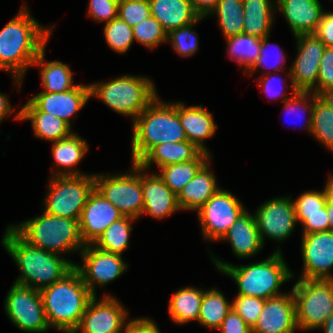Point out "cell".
Segmentation results:
<instances>
[{
	"instance_id": "cell-1",
	"label": "cell",
	"mask_w": 333,
	"mask_h": 333,
	"mask_svg": "<svg viewBox=\"0 0 333 333\" xmlns=\"http://www.w3.org/2000/svg\"><path fill=\"white\" fill-rule=\"evenodd\" d=\"M31 17L26 5L0 31V69L13 74L15 86H21L23 76L45 45L52 33Z\"/></svg>"
},
{
	"instance_id": "cell-2",
	"label": "cell",
	"mask_w": 333,
	"mask_h": 333,
	"mask_svg": "<svg viewBox=\"0 0 333 333\" xmlns=\"http://www.w3.org/2000/svg\"><path fill=\"white\" fill-rule=\"evenodd\" d=\"M1 241L21 271L14 283L37 291L61 280L76 264L59 254L28 244L10 226Z\"/></svg>"
},
{
	"instance_id": "cell-3",
	"label": "cell",
	"mask_w": 333,
	"mask_h": 333,
	"mask_svg": "<svg viewBox=\"0 0 333 333\" xmlns=\"http://www.w3.org/2000/svg\"><path fill=\"white\" fill-rule=\"evenodd\" d=\"M132 163L138 164L162 143L186 141L177 103L160 102L157 96L133 121Z\"/></svg>"
},
{
	"instance_id": "cell-4",
	"label": "cell",
	"mask_w": 333,
	"mask_h": 333,
	"mask_svg": "<svg viewBox=\"0 0 333 333\" xmlns=\"http://www.w3.org/2000/svg\"><path fill=\"white\" fill-rule=\"evenodd\" d=\"M47 323L62 331H75L94 295L73 268L61 280L40 291Z\"/></svg>"
},
{
	"instance_id": "cell-5",
	"label": "cell",
	"mask_w": 333,
	"mask_h": 333,
	"mask_svg": "<svg viewBox=\"0 0 333 333\" xmlns=\"http://www.w3.org/2000/svg\"><path fill=\"white\" fill-rule=\"evenodd\" d=\"M211 257L219 271L234 279L238 286V295L266 300L281 295L280 286L294 277L279 248L266 260L244 266L220 261L214 255Z\"/></svg>"
},
{
	"instance_id": "cell-6",
	"label": "cell",
	"mask_w": 333,
	"mask_h": 333,
	"mask_svg": "<svg viewBox=\"0 0 333 333\" xmlns=\"http://www.w3.org/2000/svg\"><path fill=\"white\" fill-rule=\"evenodd\" d=\"M10 227L28 244L45 251H82L85 247L81 239L79 220L48 214L26 220Z\"/></svg>"
},
{
	"instance_id": "cell-7",
	"label": "cell",
	"mask_w": 333,
	"mask_h": 333,
	"mask_svg": "<svg viewBox=\"0 0 333 333\" xmlns=\"http://www.w3.org/2000/svg\"><path fill=\"white\" fill-rule=\"evenodd\" d=\"M90 96L101 99L113 111L136 117L157 97L156 89L146 77L122 75L107 83L90 84Z\"/></svg>"
},
{
	"instance_id": "cell-8",
	"label": "cell",
	"mask_w": 333,
	"mask_h": 333,
	"mask_svg": "<svg viewBox=\"0 0 333 333\" xmlns=\"http://www.w3.org/2000/svg\"><path fill=\"white\" fill-rule=\"evenodd\" d=\"M301 330L320 328L333 313V280L299 279L292 288Z\"/></svg>"
},
{
	"instance_id": "cell-9",
	"label": "cell",
	"mask_w": 333,
	"mask_h": 333,
	"mask_svg": "<svg viewBox=\"0 0 333 333\" xmlns=\"http://www.w3.org/2000/svg\"><path fill=\"white\" fill-rule=\"evenodd\" d=\"M95 188L94 175L51 176L45 212L80 220L88 197Z\"/></svg>"
},
{
	"instance_id": "cell-10",
	"label": "cell",
	"mask_w": 333,
	"mask_h": 333,
	"mask_svg": "<svg viewBox=\"0 0 333 333\" xmlns=\"http://www.w3.org/2000/svg\"><path fill=\"white\" fill-rule=\"evenodd\" d=\"M132 173L94 175L95 189L112 203L123 216L137 219L143 213L141 166L132 164Z\"/></svg>"
},
{
	"instance_id": "cell-11",
	"label": "cell",
	"mask_w": 333,
	"mask_h": 333,
	"mask_svg": "<svg viewBox=\"0 0 333 333\" xmlns=\"http://www.w3.org/2000/svg\"><path fill=\"white\" fill-rule=\"evenodd\" d=\"M4 307L10 321L22 331L42 333L49 328L40 291L14 283Z\"/></svg>"
},
{
	"instance_id": "cell-12",
	"label": "cell",
	"mask_w": 333,
	"mask_h": 333,
	"mask_svg": "<svg viewBox=\"0 0 333 333\" xmlns=\"http://www.w3.org/2000/svg\"><path fill=\"white\" fill-rule=\"evenodd\" d=\"M246 209L235 195L219 189L197 212L204 239L221 240Z\"/></svg>"
},
{
	"instance_id": "cell-13",
	"label": "cell",
	"mask_w": 333,
	"mask_h": 333,
	"mask_svg": "<svg viewBox=\"0 0 333 333\" xmlns=\"http://www.w3.org/2000/svg\"><path fill=\"white\" fill-rule=\"evenodd\" d=\"M296 38L298 54L289 69L290 86L292 93L311 92L318 81L320 61L326 46L315 34H299Z\"/></svg>"
},
{
	"instance_id": "cell-14",
	"label": "cell",
	"mask_w": 333,
	"mask_h": 333,
	"mask_svg": "<svg viewBox=\"0 0 333 333\" xmlns=\"http://www.w3.org/2000/svg\"><path fill=\"white\" fill-rule=\"evenodd\" d=\"M83 264H75L74 268L80 273L83 282L90 292L96 296V286H105L108 282L119 278L128 268L123 262L122 255L98 249L93 244H86L81 251Z\"/></svg>"
},
{
	"instance_id": "cell-15",
	"label": "cell",
	"mask_w": 333,
	"mask_h": 333,
	"mask_svg": "<svg viewBox=\"0 0 333 333\" xmlns=\"http://www.w3.org/2000/svg\"><path fill=\"white\" fill-rule=\"evenodd\" d=\"M127 314L123 305L113 296L104 294L99 302L94 296L87 305L75 332L124 333Z\"/></svg>"
},
{
	"instance_id": "cell-16",
	"label": "cell",
	"mask_w": 333,
	"mask_h": 333,
	"mask_svg": "<svg viewBox=\"0 0 333 333\" xmlns=\"http://www.w3.org/2000/svg\"><path fill=\"white\" fill-rule=\"evenodd\" d=\"M303 272L299 279L333 280V232L322 231L302 235Z\"/></svg>"
},
{
	"instance_id": "cell-17",
	"label": "cell",
	"mask_w": 333,
	"mask_h": 333,
	"mask_svg": "<svg viewBox=\"0 0 333 333\" xmlns=\"http://www.w3.org/2000/svg\"><path fill=\"white\" fill-rule=\"evenodd\" d=\"M254 216L263 244L265 235L277 241L287 239L297 222L290 196L266 201L261 204Z\"/></svg>"
},
{
	"instance_id": "cell-18",
	"label": "cell",
	"mask_w": 333,
	"mask_h": 333,
	"mask_svg": "<svg viewBox=\"0 0 333 333\" xmlns=\"http://www.w3.org/2000/svg\"><path fill=\"white\" fill-rule=\"evenodd\" d=\"M90 85H77L75 88L61 92H40L23 105L20 111H44L57 116L70 126V119L90 98Z\"/></svg>"
},
{
	"instance_id": "cell-19",
	"label": "cell",
	"mask_w": 333,
	"mask_h": 333,
	"mask_svg": "<svg viewBox=\"0 0 333 333\" xmlns=\"http://www.w3.org/2000/svg\"><path fill=\"white\" fill-rule=\"evenodd\" d=\"M295 300L292 294H281L265 300L264 307L252 333H295Z\"/></svg>"
},
{
	"instance_id": "cell-20",
	"label": "cell",
	"mask_w": 333,
	"mask_h": 333,
	"mask_svg": "<svg viewBox=\"0 0 333 333\" xmlns=\"http://www.w3.org/2000/svg\"><path fill=\"white\" fill-rule=\"evenodd\" d=\"M122 217L119 210L94 188L79 220L82 241L85 245L93 244L111 223Z\"/></svg>"
},
{
	"instance_id": "cell-21",
	"label": "cell",
	"mask_w": 333,
	"mask_h": 333,
	"mask_svg": "<svg viewBox=\"0 0 333 333\" xmlns=\"http://www.w3.org/2000/svg\"><path fill=\"white\" fill-rule=\"evenodd\" d=\"M144 172V173H143ZM143 189V214L162 219L180 210L177 195L172 192L158 174L147 175L141 167Z\"/></svg>"
},
{
	"instance_id": "cell-22",
	"label": "cell",
	"mask_w": 333,
	"mask_h": 333,
	"mask_svg": "<svg viewBox=\"0 0 333 333\" xmlns=\"http://www.w3.org/2000/svg\"><path fill=\"white\" fill-rule=\"evenodd\" d=\"M294 36L314 34L318 28L323 7L318 0H275Z\"/></svg>"
},
{
	"instance_id": "cell-23",
	"label": "cell",
	"mask_w": 333,
	"mask_h": 333,
	"mask_svg": "<svg viewBox=\"0 0 333 333\" xmlns=\"http://www.w3.org/2000/svg\"><path fill=\"white\" fill-rule=\"evenodd\" d=\"M177 113L187 140L202 152L209 153L204 140L211 138L216 132L217 124L214 122L213 114L203 105L185 107L181 102L177 103Z\"/></svg>"
},
{
	"instance_id": "cell-24",
	"label": "cell",
	"mask_w": 333,
	"mask_h": 333,
	"mask_svg": "<svg viewBox=\"0 0 333 333\" xmlns=\"http://www.w3.org/2000/svg\"><path fill=\"white\" fill-rule=\"evenodd\" d=\"M221 240L231 243L233 253L239 258H250L263 248L255 216L247 212L240 215Z\"/></svg>"
},
{
	"instance_id": "cell-25",
	"label": "cell",
	"mask_w": 333,
	"mask_h": 333,
	"mask_svg": "<svg viewBox=\"0 0 333 333\" xmlns=\"http://www.w3.org/2000/svg\"><path fill=\"white\" fill-rule=\"evenodd\" d=\"M219 189L208 161L177 195L179 207L198 211Z\"/></svg>"
},
{
	"instance_id": "cell-26",
	"label": "cell",
	"mask_w": 333,
	"mask_h": 333,
	"mask_svg": "<svg viewBox=\"0 0 333 333\" xmlns=\"http://www.w3.org/2000/svg\"><path fill=\"white\" fill-rule=\"evenodd\" d=\"M149 4L151 15L160 22L167 34L200 17L190 0H149Z\"/></svg>"
},
{
	"instance_id": "cell-27",
	"label": "cell",
	"mask_w": 333,
	"mask_h": 333,
	"mask_svg": "<svg viewBox=\"0 0 333 333\" xmlns=\"http://www.w3.org/2000/svg\"><path fill=\"white\" fill-rule=\"evenodd\" d=\"M73 133L68 138L52 142V155L55 163L61 167L60 170L53 171L52 176H81L86 175L74 170L82 158H84L89 147L83 138ZM64 169V170H63Z\"/></svg>"
},
{
	"instance_id": "cell-28",
	"label": "cell",
	"mask_w": 333,
	"mask_h": 333,
	"mask_svg": "<svg viewBox=\"0 0 333 333\" xmlns=\"http://www.w3.org/2000/svg\"><path fill=\"white\" fill-rule=\"evenodd\" d=\"M202 151L190 141L162 143L154 147L139 163L145 171L155 163L159 168L194 160Z\"/></svg>"
},
{
	"instance_id": "cell-29",
	"label": "cell",
	"mask_w": 333,
	"mask_h": 333,
	"mask_svg": "<svg viewBox=\"0 0 333 333\" xmlns=\"http://www.w3.org/2000/svg\"><path fill=\"white\" fill-rule=\"evenodd\" d=\"M272 3V0H243L242 33L257 38L268 36L275 13Z\"/></svg>"
},
{
	"instance_id": "cell-30",
	"label": "cell",
	"mask_w": 333,
	"mask_h": 333,
	"mask_svg": "<svg viewBox=\"0 0 333 333\" xmlns=\"http://www.w3.org/2000/svg\"><path fill=\"white\" fill-rule=\"evenodd\" d=\"M30 120L36 137L51 142L73 134L71 126L57 116L44 111H19L14 120Z\"/></svg>"
},
{
	"instance_id": "cell-31",
	"label": "cell",
	"mask_w": 333,
	"mask_h": 333,
	"mask_svg": "<svg viewBox=\"0 0 333 333\" xmlns=\"http://www.w3.org/2000/svg\"><path fill=\"white\" fill-rule=\"evenodd\" d=\"M32 65H37L41 69L42 86L44 87V91L41 92L61 93L77 86V84H73V75L67 64L60 61H45V48Z\"/></svg>"
},
{
	"instance_id": "cell-32",
	"label": "cell",
	"mask_w": 333,
	"mask_h": 333,
	"mask_svg": "<svg viewBox=\"0 0 333 333\" xmlns=\"http://www.w3.org/2000/svg\"><path fill=\"white\" fill-rule=\"evenodd\" d=\"M203 294L204 290L189 286L176 291L169 301L170 318L177 324L198 322Z\"/></svg>"
},
{
	"instance_id": "cell-33",
	"label": "cell",
	"mask_w": 333,
	"mask_h": 333,
	"mask_svg": "<svg viewBox=\"0 0 333 333\" xmlns=\"http://www.w3.org/2000/svg\"><path fill=\"white\" fill-rule=\"evenodd\" d=\"M211 161L209 153L201 152L194 160L163 166L160 169L159 177L166 186L176 195L182 188L191 181L198 171Z\"/></svg>"
},
{
	"instance_id": "cell-34",
	"label": "cell",
	"mask_w": 333,
	"mask_h": 333,
	"mask_svg": "<svg viewBox=\"0 0 333 333\" xmlns=\"http://www.w3.org/2000/svg\"><path fill=\"white\" fill-rule=\"evenodd\" d=\"M231 309L232 303L227 301L222 292L216 288L204 290L198 323L217 330Z\"/></svg>"
},
{
	"instance_id": "cell-35",
	"label": "cell",
	"mask_w": 333,
	"mask_h": 333,
	"mask_svg": "<svg viewBox=\"0 0 333 333\" xmlns=\"http://www.w3.org/2000/svg\"><path fill=\"white\" fill-rule=\"evenodd\" d=\"M135 218L123 216L111 223L106 230L93 243L100 250L122 255L129 247V235L132 231L130 222Z\"/></svg>"
},
{
	"instance_id": "cell-36",
	"label": "cell",
	"mask_w": 333,
	"mask_h": 333,
	"mask_svg": "<svg viewBox=\"0 0 333 333\" xmlns=\"http://www.w3.org/2000/svg\"><path fill=\"white\" fill-rule=\"evenodd\" d=\"M228 55L244 66L245 72L256 63L261 47V38L241 33L239 35L226 38Z\"/></svg>"
},
{
	"instance_id": "cell-37",
	"label": "cell",
	"mask_w": 333,
	"mask_h": 333,
	"mask_svg": "<svg viewBox=\"0 0 333 333\" xmlns=\"http://www.w3.org/2000/svg\"><path fill=\"white\" fill-rule=\"evenodd\" d=\"M216 14L225 38L243 32V0H219L211 14Z\"/></svg>"
},
{
	"instance_id": "cell-38",
	"label": "cell",
	"mask_w": 333,
	"mask_h": 333,
	"mask_svg": "<svg viewBox=\"0 0 333 333\" xmlns=\"http://www.w3.org/2000/svg\"><path fill=\"white\" fill-rule=\"evenodd\" d=\"M311 134L333 151V109L314 93Z\"/></svg>"
},
{
	"instance_id": "cell-39",
	"label": "cell",
	"mask_w": 333,
	"mask_h": 333,
	"mask_svg": "<svg viewBox=\"0 0 333 333\" xmlns=\"http://www.w3.org/2000/svg\"><path fill=\"white\" fill-rule=\"evenodd\" d=\"M104 36L108 46L118 53L127 52L134 41L132 27L118 17L106 23Z\"/></svg>"
},
{
	"instance_id": "cell-40",
	"label": "cell",
	"mask_w": 333,
	"mask_h": 333,
	"mask_svg": "<svg viewBox=\"0 0 333 333\" xmlns=\"http://www.w3.org/2000/svg\"><path fill=\"white\" fill-rule=\"evenodd\" d=\"M132 31L134 40L150 49L167 41V32L152 15L133 26Z\"/></svg>"
},
{
	"instance_id": "cell-41",
	"label": "cell",
	"mask_w": 333,
	"mask_h": 333,
	"mask_svg": "<svg viewBox=\"0 0 333 333\" xmlns=\"http://www.w3.org/2000/svg\"><path fill=\"white\" fill-rule=\"evenodd\" d=\"M201 19L203 17H199L191 24L174 29L167 34V40L172 43V48L180 56L189 57L198 50V37L192 28Z\"/></svg>"
},
{
	"instance_id": "cell-42",
	"label": "cell",
	"mask_w": 333,
	"mask_h": 333,
	"mask_svg": "<svg viewBox=\"0 0 333 333\" xmlns=\"http://www.w3.org/2000/svg\"><path fill=\"white\" fill-rule=\"evenodd\" d=\"M150 15L149 0H119L117 17L131 27Z\"/></svg>"
},
{
	"instance_id": "cell-43",
	"label": "cell",
	"mask_w": 333,
	"mask_h": 333,
	"mask_svg": "<svg viewBox=\"0 0 333 333\" xmlns=\"http://www.w3.org/2000/svg\"><path fill=\"white\" fill-rule=\"evenodd\" d=\"M265 300L258 297L237 295L232 302V309L240 315L252 329L263 310Z\"/></svg>"
},
{
	"instance_id": "cell-44",
	"label": "cell",
	"mask_w": 333,
	"mask_h": 333,
	"mask_svg": "<svg viewBox=\"0 0 333 333\" xmlns=\"http://www.w3.org/2000/svg\"><path fill=\"white\" fill-rule=\"evenodd\" d=\"M310 94H312L310 96ZM310 96V98H309ZM309 98V99H308ZM308 100V101H307ZM309 100L311 102H309ZM284 109L286 110L287 114H298L301 116L302 111L303 112H309V117L306 119V125L304 126L305 129L308 130V132L311 133V129H312V112L314 109V93L310 92V91H297V92H293V95L288 98L285 102H284ZM299 110L301 112H299ZM300 114H299V113ZM296 114V115H297Z\"/></svg>"
},
{
	"instance_id": "cell-45",
	"label": "cell",
	"mask_w": 333,
	"mask_h": 333,
	"mask_svg": "<svg viewBox=\"0 0 333 333\" xmlns=\"http://www.w3.org/2000/svg\"><path fill=\"white\" fill-rule=\"evenodd\" d=\"M295 214H315L324 213L326 205V195L324 190L306 191L302 193L294 202Z\"/></svg>"
},
{
	"instance_id": "cell-46",
	"label": "cell",
	"mask_w": 333,
	"mask_h": 333,
	"mask_svg": "<svg viewBox=\"0 0 333 333\" xmlns=\"http://www.w3.org/2000/svg\"><path fill=\"white\" fill-rule=\"evenodd\" d=\"M330 87H333V47H326L320 61L317 85L311 92L319 95Z\"/></svg>"
},
{
	"instance_id": "cell-47",
	"label": "cell",
	"mask_w": 333,
	"mask_h": 333,
	"mask_svg": "<svg viewBox=\"0 0 333 333\" xmlns=\"http://www.w3.org/2000/svg\"><path fill=\"white\" fill-rule=\"evenodd\" d=\"M119 0H89L88 15L98 22H110L118 16Z\"/></svg>"
},
{
	"instance_id": "cell-48",
	"label": "cell",
	"mask_w": 333,
	"mask_h": 333,
	"mask_svg": "<svg viewBox=\"0 0 333 333\" xmlns=\"http://www.w3.org/2000/svg\"><path fill=\"white\" fill-rule=\"evenodd\" d=\"M296 220L303 225V234L307 235L315 232L329 231V220L327 213V202L324 206V213L315 214H295Z\"/></svg>"
},
{
	"instance_id": "cell-49",
	"label": "cell",
	"mask_w": 333,
	"mask_h": 333,
	"mask_svg": "<svg viewBox=\"0 0 333 333\" xmlns=\"http://www.w3.org/2000/svg\"><path fill=\"white\" fill-rule=\"evenodd\" d=\"M268 39H269V35L261 38V47H260L259 57H258L256 63L254 64V66L248 71L249 73L253 74V71L257 70L261 66H263L266 69L273 68L275 72L276 71L280 72L282 70V68L284 70V66L281 65L282 64L281 62H284L286 57H284V53H282L283 51H281V50H279L280 52H276V53H278L275 56V57H277V59L275 58L276 62H277L276 65L275 64L270 65V66L268 65L267 60H269V58L271 59V55H270L271 53H268V49H267V47L270 45V44H268Z\"/></svg>"
},
{
	"instance_id": "cell-50",
	"label": "cell",
	"mask_w": 333,
	"mask_h": 333,
	"mask_svg": "<svg viewBox=\"0 0 333 333\" xmlns=\"http://www.w3.org/2000/svg\"><path fill=\"white\" fill-rule=\"evenodd\" d=\"M217 330L221 333H252V329L233 309L226 315Z\"/></svg>"
},
{
	"instance_id": "cell-51",
	"label": "cell",
	"mask_w": 333,
	"mask_h": 333,
	"mask_svg": "<svg viewBox=\"0 0 333 333\" xmlns=\"http://www.w3.org/2000/svg\"><path fill=\"white\" fill-rule=\"evenodd\" d=\"M314 34L326 47H333V12L323 11L318 28Z\"/></svg>"
},
{
	"instance_id": "cell-52",
	"label": "cell",
	"mask_w": 333,
	"mask_h": 333,
	"mask_svg": "<svg viewBox=\"0 0 333 333\" xmlns=\"http://www.w3.org/2000/svg\"><path fill=\"white\" fill-rule=\"evenodd\" d=\"M124 333H160V331L155 322L146 317L129 320Z\"/></svg>"
},
{
	"instance_id": "cell-53",
	"label": "cell",
	"mask_w": 333,
	"mask_h": 333,
	"mask_svg": "<svg viewBox=\"0 0 333 333\" xmlns=\"http://www.w3.org/2000/svg\"><path fill=\"white\" fill-rule=\"evenodd\" d=\"M269 74L270 73L261 75L262 78H260V80H259V82L261 83L260 87H262L263 91L266 92V94L268 93V95L270 97H274L275 99L278 96L283 95L284 98H282V99H284L283 102H285L290 97H286L285 96L286 93L282 90L278 91V92H277V90L275 91V85H276L275 82L282 80V78L280 80H278L277 77L271 76Z\"/></svg>"
},
{
	"instance_id": "cell-54",
	"label": "cell",
	"mask_w": 333,
	"mask_h": 333,
	"mask_svg": "<svg viewBox=\"0 0 333 333\" xmlns=\"http://www.w3.org/2000/svg\"><path fill=\"white\" fill-rule=\"evenodd\" d=\"M195 12L205 18L215 9L219 0H190Z\"/></svg>"
},
{
	"instance_id": "cell-55",
	"label": "cell",
	"mask_w": 333,
	"mask_h": 333,
	"mask_svg": "<svg viewBox=\"0 0 333 333\" xmlns=\"http://www.w3.org/2000/svg\"><path fill=\"white\" fill-rule=\"evenodd\" d=\"M8 97L2 93H0V123L1 121L9 114L13 112L14 109H12Z\"/></svg>"
},
{
	"instance_id": "cell-56",
	"label": "cell",
	"mask_w": 333,
	"mask_h": 333,
	"mask_svg": "<svg viewBox=\"0 0 333 333\" xmlns=\"http://www.w3.org/2000/svg\"><path fill=\"white\" fill-rule=\"evenodd\" d=\"M326 195V202L333 205V175L328 179L325 188L323 189Z\"/></svg>"
},
{
	"instance_id": "cell-57",
	"label": "cell",
	"mask_w": 333,
	"mask_h": 333,
	"mask_svg": "<svg viewBox=\"0 0 333 333\" xmlns=\"http://www.w3.org/2000/svg\"><path fill=\"white\" fill-rule=\"evenodd\" d=\"M333 109V87H330L318 95Z\"/></svg>"
},
{
	"instance_id": "cell-58",
	"label": "cell",
	"mask_w": 333,
	"mask_h": 333,
	"mask_svg": "<svg viewBox=\"0 0 333 333\" xmlns=\"http://www.w3.org/2000/svg\"><path fill=\"white\" fill-rule=\"evenodd\" d=\"M320 328H322L324 333H333V313L327 318Z\"/></svg>"
},
{
	"instance_id": "cell-59",
	"label": "cell",
	"mask_w": 333,
	"mask_h": 333,
	"mask_svg": "<svg viewBox=\"0 0 333 333\" xmlns=\"http://www.w3.org/2000/svg\"><path fill=\"white\" fill-rule=\"evenodd\" d=\"M327 213L329 220V230L333 232V205L327 203Z\"/></svg>"
},
{
	"instance_id": "cell-60",
	"label": "cell",
	"mask_w": 333,
	"mask_h": 333,
	"mask_svg": "<svg viewBox=\"0 0 333 333\" xmlns=\"http://www.w3.org/2000/svg\"><path fill=\"white\" fill-rule=\"evenodd\" d=\"M65 333H76L75 331H65Z\"/></svg>"
}]
</instances>
